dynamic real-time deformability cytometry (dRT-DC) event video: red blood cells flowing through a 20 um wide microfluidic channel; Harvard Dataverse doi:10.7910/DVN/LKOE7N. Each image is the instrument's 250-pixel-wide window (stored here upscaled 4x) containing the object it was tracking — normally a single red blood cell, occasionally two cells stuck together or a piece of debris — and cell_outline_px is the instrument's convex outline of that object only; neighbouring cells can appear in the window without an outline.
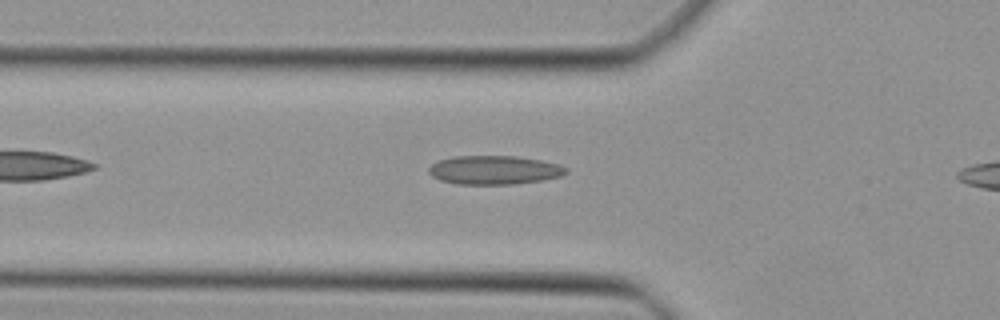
{"species": "Egyptian fruit bat (a non-hibernating species)", "species_latin": "Rousettus aegyptiacus", "temperature_condition": "cold", "stored_images_in_passage": 8, "camera_frame_rate_fps": 3000, "um_per_image_px": 0.085, "animal": {"sex": "female"}, "frame": {"image": 1, "passage_image": 6, "time_ms": 1.667, "image_size_px": [1000, 320], "cell_outline_px": [[568, 172], [560, 176], [540, 180], [512, 184], [456, 184], [440, 180], [432, 176], [428, 172], [428, 168], [432, 164], [440, 160], [456, 156], [516, 156], [540, 160], [560, 164], [568, 168]], "centroid_in_image_um": [42.01, 14.45], "position_along_channel_um": 83.8, "area_um2": 22.95}}